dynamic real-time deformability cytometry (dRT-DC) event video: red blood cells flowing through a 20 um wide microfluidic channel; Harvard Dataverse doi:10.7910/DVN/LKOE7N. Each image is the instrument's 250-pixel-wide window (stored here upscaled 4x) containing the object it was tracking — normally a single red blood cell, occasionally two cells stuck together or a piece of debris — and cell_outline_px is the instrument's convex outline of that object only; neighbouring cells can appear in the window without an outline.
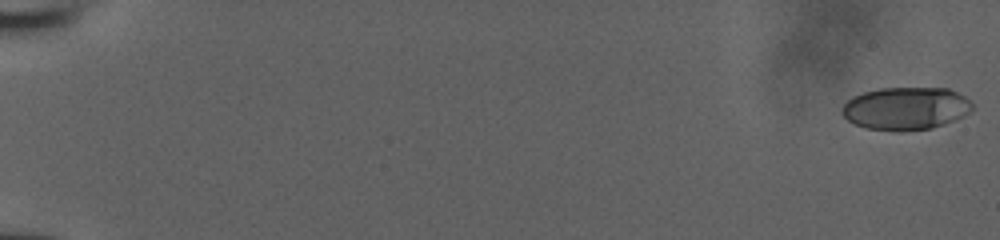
{"species": "human", "species_latin": "Homo sapiens", "temperature_condition": "room temperature", "stored_images_in_passage": 21, "camera_frame_rate_fps": 3000, "um_per_image_px": 0.085, "donor": {"sex": "male"}, "frame": {"image": 1, "passage_image": 1, "time_ms": 0.0, "image_size_px": [1000, 240], "cell_outline_px": [[972, 112], [964, 116], [944, 124], [932, 128], [900, 132], [896, 132], [864, 128], [848, 120], [840, 112], [840, 108], [852, 96], [864, 92], [880, 88], [948, 88], [964, 96], [972, 104]], "centroid_in_image_um": [76.97, 9.23], "position_along_channel_um": 8.0, "area_um2": 32.77}}
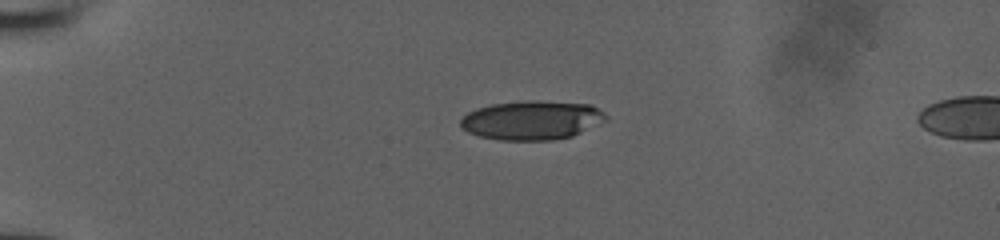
{"frame": {"image": 2, "passage_image": 15, "time_ms": 4.667, "image_size_px": [1000, 240], "cell_outline_px": [[608, 120], [572, 136], [552, 140], [500, 140], [480, 136], [468, 132], [460, 128], [460, 120], [468, 112], [476, 108], [492, 104], [532, 100], [536, 100], [588, 104], [604, 112], [608, 116]], "centroid_in_image_um": [45.2, 10.22], "position_along_channel_um": 39.8, "area_um2": 33.12}}